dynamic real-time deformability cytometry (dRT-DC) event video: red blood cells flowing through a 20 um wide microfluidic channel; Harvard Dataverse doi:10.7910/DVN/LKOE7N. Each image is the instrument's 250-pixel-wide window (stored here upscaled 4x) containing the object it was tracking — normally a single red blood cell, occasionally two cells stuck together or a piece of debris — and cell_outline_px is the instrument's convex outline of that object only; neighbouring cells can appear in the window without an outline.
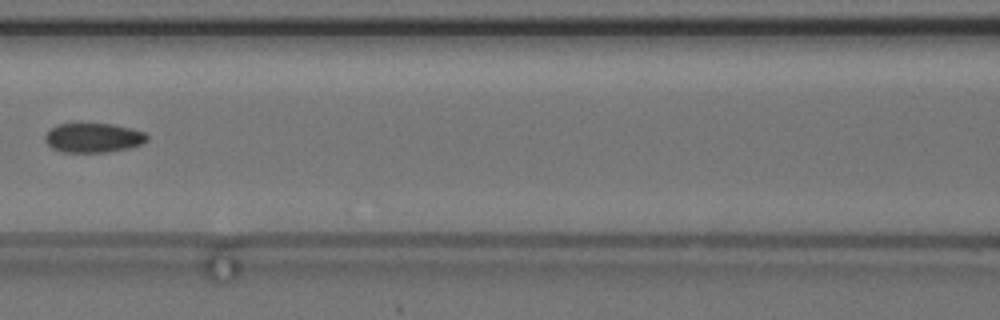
{"species": "common noctule bat (a hibernating species)", "species_latin": "Nyctalus noctula", "temperature_condition": "cold", "stored_images_in_passage": 4, "camera_frame_rate_fps": 3000, "um_per_image_px": 0.085, "animal": {"sex": "female", "body_mass_g": 24.6, "forearm_length_mm": 56.2}, "frame": {"image": 1, "passage_image": 4, "time_ms": 4.0, "image_size_px": [1000, 320], "cell_outline_px": [[148, 140], [140, 144], [128, 148], [104, 152], [64, 152], [52, 148], [44, 140], [44, 136], [52, 128], [60, 124], [112, 124], [132, 128], [144, 132], [148, 136]], "centroid_in_image_um": [7.94, 11.71], "position_along_channel_um": 158.7, "area_um2": 17.28}}